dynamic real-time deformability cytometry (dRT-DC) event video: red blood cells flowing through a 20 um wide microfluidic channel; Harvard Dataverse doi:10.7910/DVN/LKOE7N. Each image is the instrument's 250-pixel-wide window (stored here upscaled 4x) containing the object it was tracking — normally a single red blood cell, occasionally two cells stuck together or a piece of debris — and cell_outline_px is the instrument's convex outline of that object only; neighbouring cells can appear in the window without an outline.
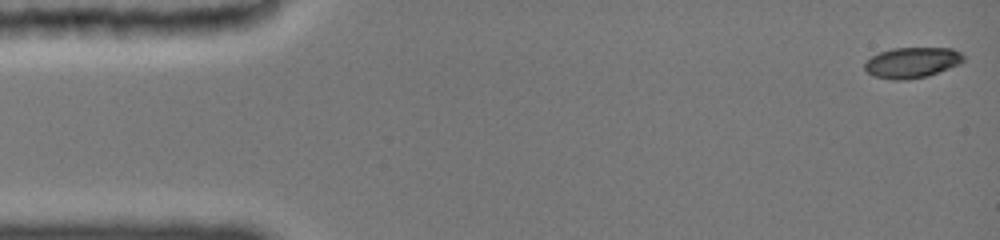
{"species": "common noctule bat (a hibernating species)", "species_latin": "Nyctalus noctula", "temperature_condition": "cold", "stored_images_in_passage": 61, "camera_frame_rate_fps": 3000, "um_per_image_px": 0.085, "animal": {"sex": "female", "body_mass_g": 19.0, "forearm_length_mm": 51.5}, "frame": {"image": 1, "passage_image": 1, "time_ms": 0.0, "image_size_px": [1000, 240], "cell_outline_px": [[964, 60], [960, 64], [928, 76], [904, 80], [892, 80], [872, 76], [864, 68], [864, 64], [872, 56], [880, 52], [892, 48], [952, 48], [960, 52], [964, 56]], "centroid_in_image_um": [77.52, 5.32], "position_along_channel_um": 7.5, "area_um2": 17.69}}
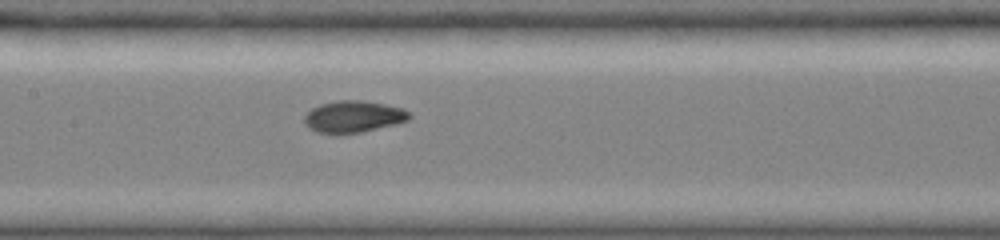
{"frame": {"image": 2, "passage_image": 25, "time_ms": 7.333, "image_size_px": [1000, 240], "cell_outline_px": [[408, 120], [360, 132], [320, 132], [312, 128], [304, 120], [304, 116], [312, 108], [320, 104], [336, 100], [364, 100], [384, 104], [400, 108], [408, 112]], "centroid_in_image_um": [30.02, 9.87], "position_along_channel_um": 177.4, "area_um2": 18.55}}
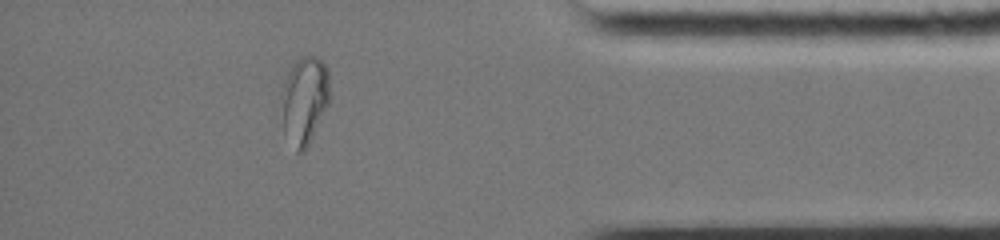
{"frame": {"image": 3, "passage_image": 51, "time_ms": 13.667, "image_size_px": [1000, 240], "cell_outline_px": [[328, 104], [304, 152], [296, 152], [284, 132], [280, 96], [284, 80], [288, 72], [296, 60], [300, 56], [316, 56], [324, 64], [328, 72]], "centroid_in_image_um": [25.84, 8.51], "position_along_channel_um": 409.4, "area_um2": 24.45}, "authors_computed_cell_mechanics": {"area_um2": 19.0162, "velocity_mm_per_s": 3.9808, "shape_relaxation_time_tau1_ms": 9.4683, "shape_relaxation_time_tau2_ms": null, "deformation_change_tau1": 0.3179, "deformation_change_tau2": null}}